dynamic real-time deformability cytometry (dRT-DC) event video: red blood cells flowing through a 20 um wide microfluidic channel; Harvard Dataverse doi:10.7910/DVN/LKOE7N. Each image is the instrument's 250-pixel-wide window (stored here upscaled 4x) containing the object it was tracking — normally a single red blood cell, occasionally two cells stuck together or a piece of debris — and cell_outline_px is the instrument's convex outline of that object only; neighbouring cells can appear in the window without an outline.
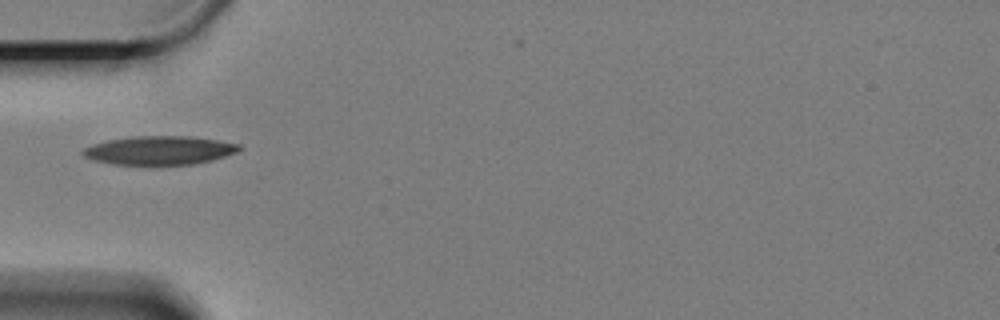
{"species": "Egyptian fruit bat (a non-hibernating species)", "species_latin": "Rousettus aegyptiacus", "temperature_condition": "cold", "stored_images_in_passage": 31, "camera_frame_rate_fps": 3000, "um_per_image_px": 0.085, "animal": {"sex": "female"}, "frame": {"image": 1, "passage_image": 1, "time_ms": 0.0, "image_size_px": [1000, 320], "cell_outline_px": [[244, 148], [240, 152], [212, 160], [192, 164], [160, 168], [152, 168], [112, 164], [92, 160], [84, 156], [80, 152], [84, 148], [92, 144], [108, 140], [132, 136], [192, 136], [240, 144]], "centroid_in_image_um": [13.55, 12.83], "position_along_channel_um": 71.4, "area_um2": 27.51}}
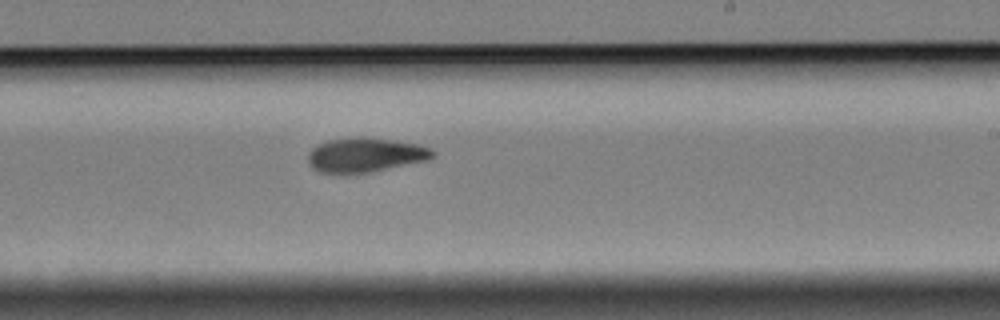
{"frame": {"image": 2, "passage_image": 18, "time_ms": 5.667, "image_size_px": [1000, 320], "cell_outline_px": [[436, 156], [428, 160], [372, 172], [320, 172], [312, 168], [308, 164], [308, 152], [316, 144], [328, 140], [360, 136], [364, 136], [420, 144], [432, 148], [436, 152]], "centroid_in_image_um": [31.09, 13.15], "position_along_channel_um": 257.9, "area_um2": 25.2}}
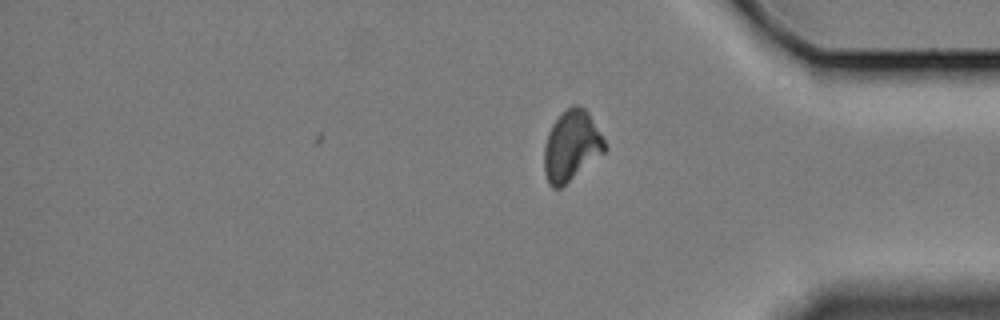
{"frame": {"image": 3, "passage_image": 31, "time_ms": 10.0, "image_size_px": [1000, 320], "cell_outline_px": [[608, 148], [604, 152], [560, 188], [552, 188], [548, 184], [544, 172], [544, 148], [548, 132], [552, 124], [572, 104], [576, 104], [584, 108], [588, 112], [608, 144]], "centroid_in_image_um": [48.58, 12.4], "position_along_channel_um": 386.6, "area_um2": 24.74}, "authors_computed_cell_mechanics": {"area_um2": 24.9118, "velocity_mm_per_s": 3.2768, "shape_relaxation_time_tau1_ms": 6.3289, "shape_relaxation_time_tau2_ms": 5.1789, "deformation_change_tau1": 0.1368, "deformation_change_tau2": 0.1103}}